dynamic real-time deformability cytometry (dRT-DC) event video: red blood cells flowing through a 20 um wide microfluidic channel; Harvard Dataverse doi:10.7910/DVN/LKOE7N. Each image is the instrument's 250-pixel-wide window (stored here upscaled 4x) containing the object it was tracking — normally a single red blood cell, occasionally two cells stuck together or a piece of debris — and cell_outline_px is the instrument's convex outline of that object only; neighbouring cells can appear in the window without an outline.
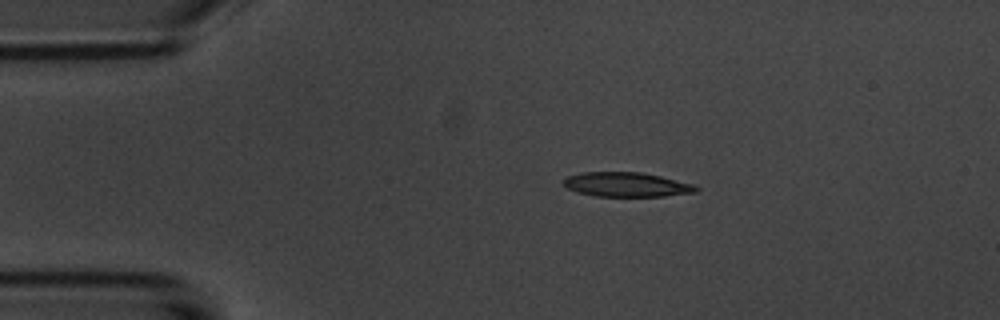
{"species": "common noctule bat (a hibernating species)", "species_latin": "Nyctalus noctula", "temperature_condition": "room temperature", "stored_images_in_passage": 3, "camera_frame_rate_fps": 3000, "um_per_image_px": 0.085, "animal": {"sex": "male", "body_mass_g": 20.1, "forearm_length_mm": 53.5}, "frame": {"image": 1, "passage_image": 1, "time_ms": 0.0, "image_size_px": [1000, 320], "cell_outline_px": [[700, 188], [696, 192], [664, 196], [596, 196], [576, 192], [568, 188], [560, 180], [564, 176], [580, 172], [640, 172], [660, 176], [692, 184]], "centroid_in_image_um": [53.18, 15.68], "position_along_channel_um": 31.8, "area_um2": 18.96}}
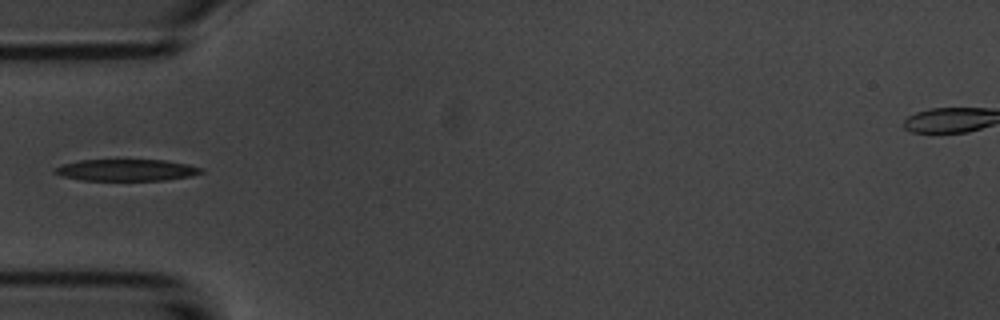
{"frame": {"image": 2, "passage_image": 3, "time_ms": 2.333, "image_size_px": [1000, 320], "cell_outline_px": [[204, 172], [192, 176], [164, 180], [80, 180], [60, 176], [52, 172], [52, 168], [64, 164], [80, 160], [164, 160], [188, 164], [204, 168]], "centroid_in_image_um": [10.74, 14.46], "position_along_channel_um": 74.3, "area_um2": 18.61}}